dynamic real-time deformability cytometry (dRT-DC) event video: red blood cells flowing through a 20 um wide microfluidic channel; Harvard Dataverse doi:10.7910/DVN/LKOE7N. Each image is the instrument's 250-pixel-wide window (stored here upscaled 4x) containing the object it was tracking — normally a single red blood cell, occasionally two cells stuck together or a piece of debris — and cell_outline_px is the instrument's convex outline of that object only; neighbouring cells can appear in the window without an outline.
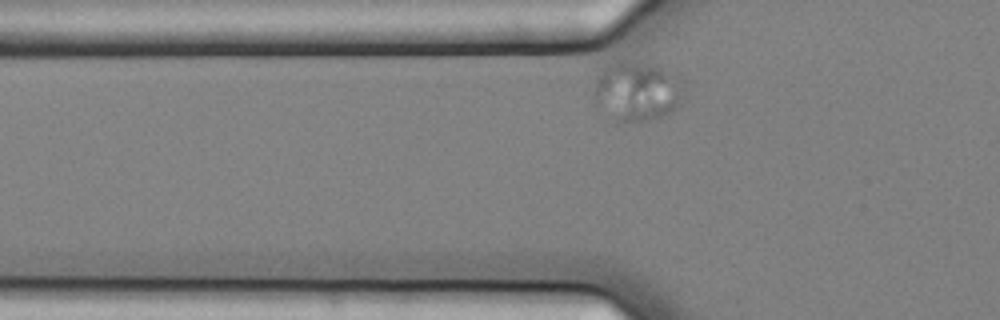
{"species": "common noctule bat (a hibernating species)", "species_latin": "Nyctalus noctula", "temperature_condition": "cold", "stored_images_in_passage": 34, "camera_frame_rate_fps": 3000, "um_per_image_px": 0.085, "animal": {"sex": "female", "body_mass_g": 25.1}, "frame": {"image": 1, "passage_image": 3, "time_ms": 0.667, "image_size_px": [1000, 320], "cell_outline_px": [[684, 96], [676, 108], [672, 112], [648, 120], [616, 124], [592, 104], [592, 100], [596, 80], [612, 64], [620, 60], [656, 64], [680, 72], [684, 80]], "centroid_in_image_um": [54.2, 7.78], "position_along_channel_um": 71.6, "area_um2": 32.54}}
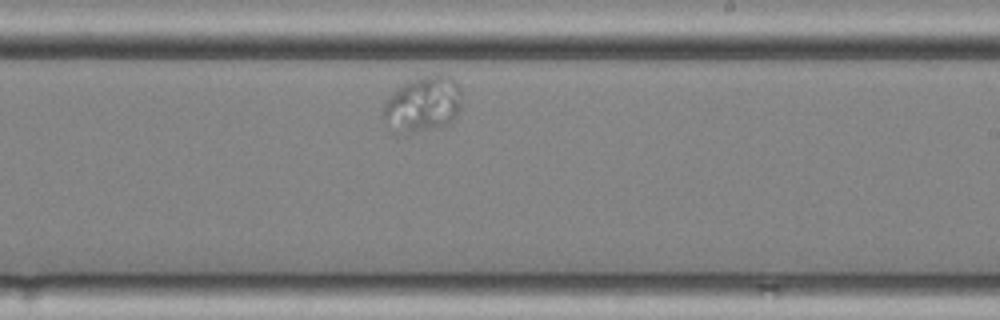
{"frame": {"image": 2, "passage_image": 21, "time_ms": 6.667, "image_size_px": [1000, 320], "cell_outline_px": [[460, 108], [456, 116], [448, 124], [440, 128], [396, 136], [384, 124], [380, 116], [384, 100], [400, 84], [408, 80], [424, 76], [452, 76], [456, 80], [460, 88]], "centroid_in_image_um": [35.84, 8.91], "position_along_channel_um": 253.2, "area_um2": 26.59}}
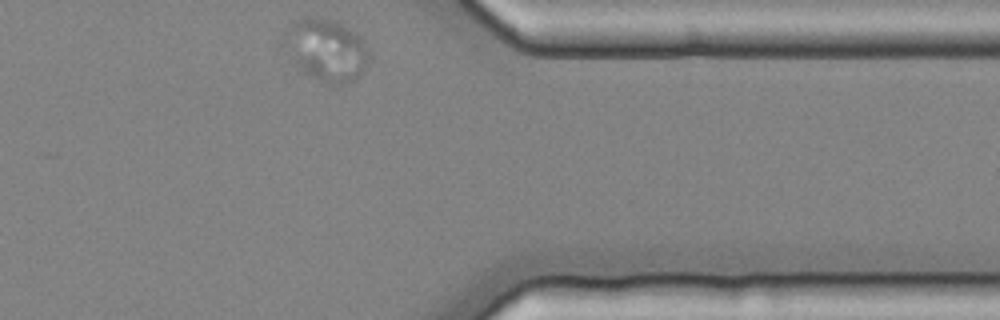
{"frame": {"image": 3, "passage_image": 34, "time_ms": 11.0, "image_size_px": [1000, 320], "cell_outline_px": [[372, 56], [368, 68], [360, 76], [352, 80], [332, 88], [320, 84], [304, 72], [300, 68], [296, 60], [288, 32], [292, 24], [296, 20], [320, 16], [336, 20], [344, 24], [356, 32], [364, 40]], "centroid_in_image_um": [27.95, 4.3], "position_along_channel_um": 383.4, "area_um2": 30.4}}